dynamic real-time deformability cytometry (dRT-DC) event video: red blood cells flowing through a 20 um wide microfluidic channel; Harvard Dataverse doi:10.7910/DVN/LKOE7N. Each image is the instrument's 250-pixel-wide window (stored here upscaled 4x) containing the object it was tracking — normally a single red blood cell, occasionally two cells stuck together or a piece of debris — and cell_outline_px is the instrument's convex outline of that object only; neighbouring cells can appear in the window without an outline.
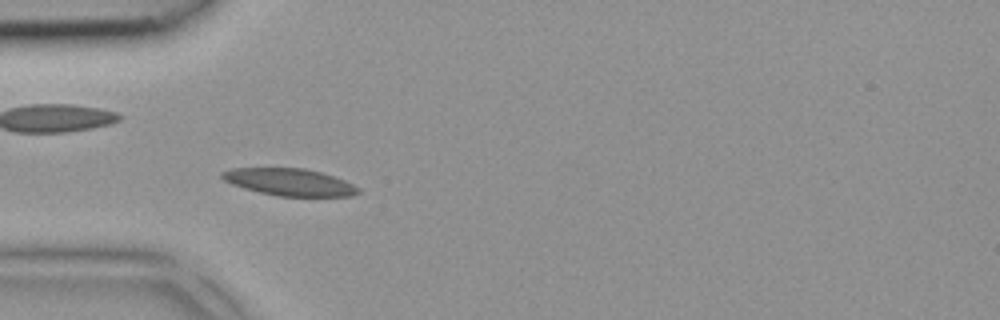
{"species": "common noctule bat (a hibernating species)", "species_latin": "Nyctalus noctula", "temperature_condition": "room temperature", "stored_images_in_passage": 5, "camera_frame_rate_fps": 3000, "um_per_image_px": 0.085, "animal": {"sex": "female", "body_mass_g": 18.4}, "frame": {"image": 1, "passage_image": 4, "time_ms": 1.0, "image_size_px": [1000, 320], "cell_outline_px": [[360, 192], [352, 196], [276, 196], [244, 188], [232, 184], [224, 180], [220, 176], [220, 172], [232, 168], [304, 168], [320, 172], [344, 180], [360, 188]], "centroid_in_image_um": [24.59, 15.48], "position_along_channel_um": 60.4, "area_um2": 21.44}}